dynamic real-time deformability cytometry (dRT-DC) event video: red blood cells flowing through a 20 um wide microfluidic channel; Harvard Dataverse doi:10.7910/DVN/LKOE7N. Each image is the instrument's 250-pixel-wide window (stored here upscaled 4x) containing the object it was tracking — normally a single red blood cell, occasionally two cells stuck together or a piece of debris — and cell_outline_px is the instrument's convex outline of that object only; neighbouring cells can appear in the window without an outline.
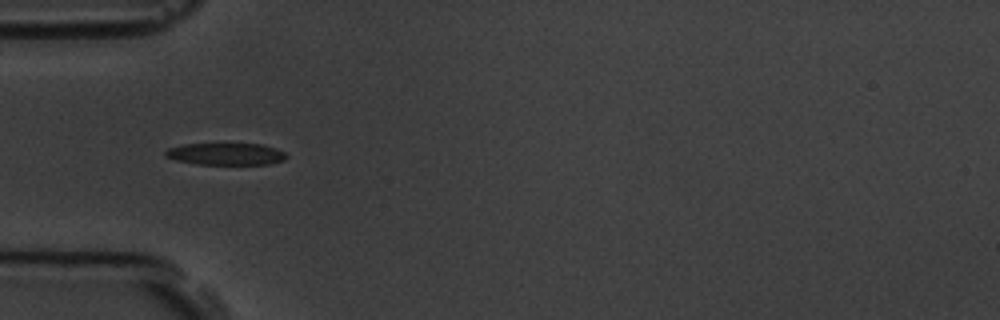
{"species": "common noctule bat (a hibernating species)", "species_latin": "Nyctalus noctula", "temperature_condition": "room temperature", "stored_images_in_passage": 7, "segment_of_instrument_passage": [2, 2], "camera_frame_rate_fps": 3000, "um_per_image_px": 0.085, "animal": {"sex": "male", "body_mass_g": 19.5, "forearm_length_mm": 54.6}, "frame": {"image": 1, "passage_image": 6, "time_ms": 5.667, "image_size_px": [1000, 320], "cell_outline_px": [[288, 156], [284, 160], [272, 164], [196, 164], [176, 160], [164, 156], [164, 152], [168, 148], [184, 144], [260, 144], [276, 148], [284, 152]], "centroid_in_image_um": [19.2, 13.09], "position_along_channel_um": 65.8, "area_um2": 15.49}}
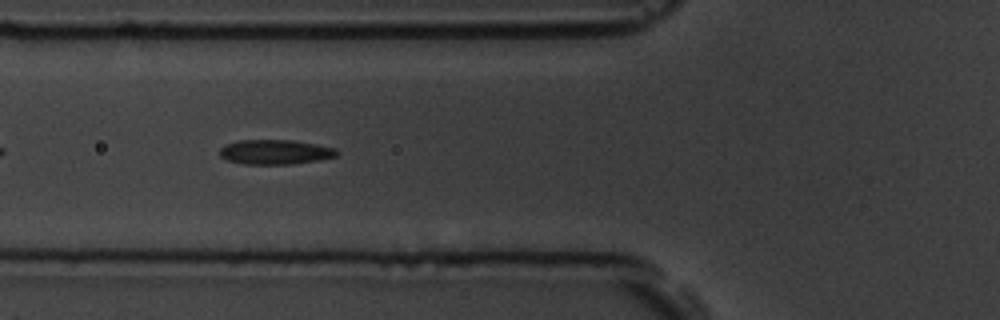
{"frame": {"image": 2, "passage_image": 7, "time_ms": 6.667, "image_size_px": [1000, 320], "cell_outline_px": [[340, 152], [336, 156], [320, 160], [292, 164], [244, 164], [228, 160], [220, 156], [220, 148], [224, 144], [236, 140], [292, 140], [316, 144], [336, 148]], "centroid_in_image_um": [23.39, 12.91], "position_along_channel_um": 102.4, "area_um2": 16.99}}